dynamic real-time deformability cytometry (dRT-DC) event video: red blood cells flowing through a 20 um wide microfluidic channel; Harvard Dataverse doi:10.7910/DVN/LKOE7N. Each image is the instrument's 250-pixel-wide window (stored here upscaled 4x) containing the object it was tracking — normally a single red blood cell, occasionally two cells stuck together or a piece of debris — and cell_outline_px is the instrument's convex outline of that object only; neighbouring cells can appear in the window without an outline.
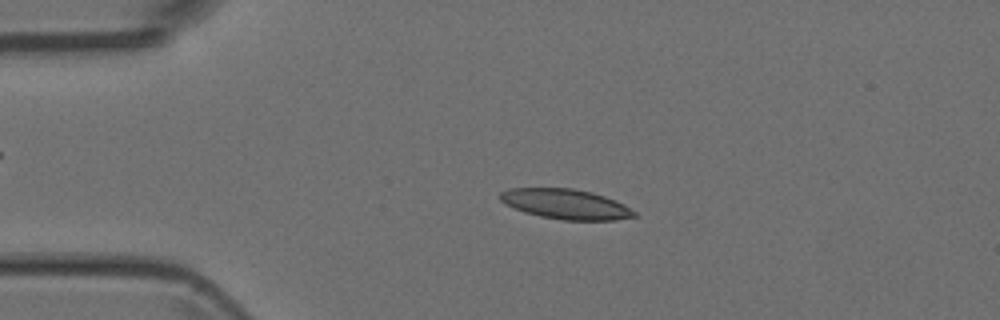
{"species": "Egyptian fruit bat (a non-hibernating species)", "species_latin": "Rousettus aegyptiacus", "temperature_condition": "room temperature", "stored_images_in_passage": 50, "camera_frame_rate_fps": 3000, "um_per_image_px": 0.085, "animal": {"sex": "female"}, "frame": {"image": 1, "passage_image": 10, "time_ms": 3.0, "image_size_px": [1000, 320], "cell_outline_px": [[636, 216], [612, 220], [564, 220], [540, 216], [524, 212], [504, 204], [500, 200], [500, 192], [512, 188], [572, 188], [592, 192], [616, 200], [624, 204], [636, 212]], "centroid_in_image_um": [48.08, 17.34], "position_along_channel_um": 36.9, "area_um2": 23.41}}
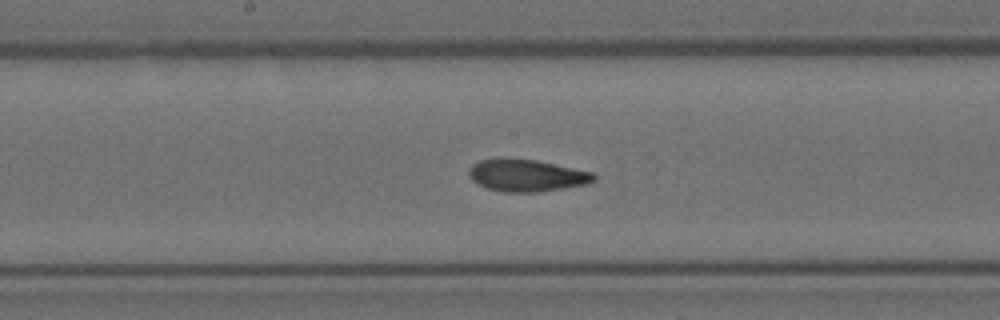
{"frame": {"image": 2, "passage_image": 25, "time_ms": 8.0, "image_size_px": [1000, 320], "cell_outline_px": [[596, 180], [588, 184], [536, 192], [504, 192], [488, 188], [472, 180], [468, 176], [468, 172], [472, 164], [480, 160], [500, 156], [536, 160], [592, 172], [596, 176]], "centroid_in_image_um": [44.73, 14.88], "position_along_channel_um": 203.5, "area_um2": 23.58}}
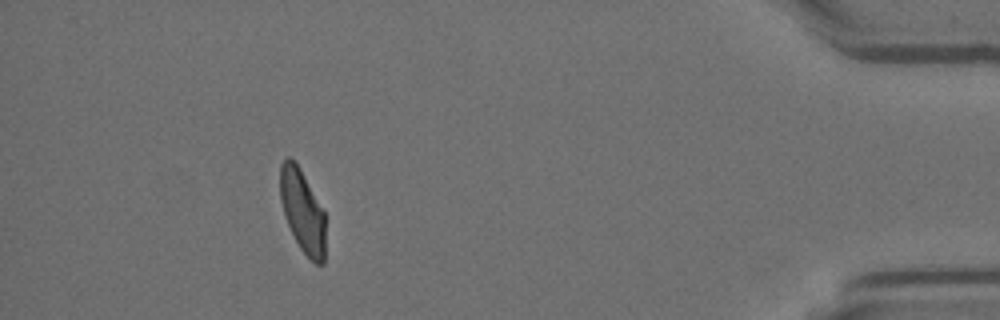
{"frame": {"image": 3, "passage_image": 45, "time_ms": 14.667, "image_size_px": [1000, 320], "cell_outline_px": [[324, 264], [316, 264], [300, 248], [284, 216], [280, 200], [280, 164], [288, 156], [300, 168], [324, 212]], "centroid_in_image_um": [25.69, 17.93], "position_along_channel_um": 409.5, "area_um2": 21.44}}